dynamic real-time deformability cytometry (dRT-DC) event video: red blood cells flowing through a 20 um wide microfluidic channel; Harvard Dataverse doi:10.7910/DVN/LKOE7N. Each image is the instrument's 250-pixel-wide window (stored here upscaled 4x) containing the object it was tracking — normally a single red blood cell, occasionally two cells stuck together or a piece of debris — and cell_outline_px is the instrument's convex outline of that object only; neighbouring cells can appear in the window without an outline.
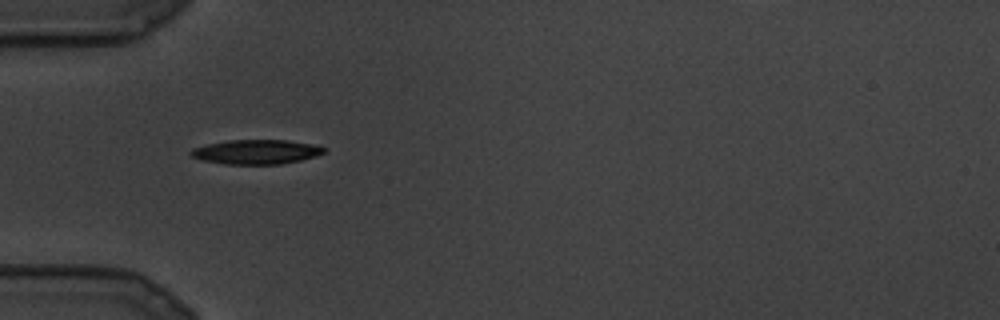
{"species": "common noctule bat (a hibernating species)", "species_latin": "Nyctalus noctula", "temperature_condition": "cold", "stored_images_in_passage": 9, "camera_frame_rate_fps": 3000, "um_per_image_px": 0.085, "animal": {"sex": "male", "body_mass_g": 19.5, "forearm_length_mm": 54.6}, "frame": {"image": 1, "passage_image": 1, "time_ms": 0.0, "image_size_px": [1000, 320], "cell_outline_px": [[324, 152], [316, 156], [300, 160], [280, 164], [224, 164], [200, 160], [192, 156], [188, 152], [192, 148], [208, 144], [228, 140], [288, 140], [312, 144], [324, 148]], "centroid_in_image_um": [21.73, 12.91], "position_along_channel_um": 63.3, "area_um2": 18.9}}
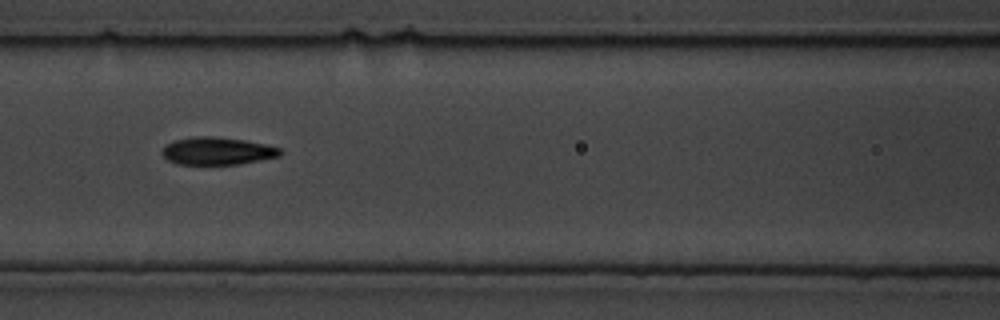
{"frame": {"image": 2, "passage_image": 4, "time_ms": 1.0, "image_size_px": [1000, 320], "cell_outline_px": [[284, 152], [280, 156], [240, 164], [176, 164], [168, 160], [160, 152], [164, 144], [176, 140], [192, 136], [212, 136], [244, 140], [264, 144], [280, 148]], "centroid_in_image_um": [18.45, 12.83], "position_along_channel_um": 148.2, "area_um2": 19.07}}
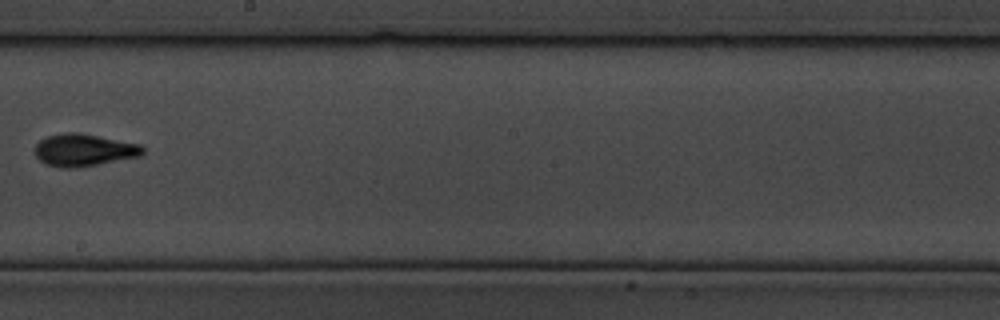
{"frame": {"image": 3, "passage_image": 8, "time_ms": 2.333, "image_size_px": [1000, 320], "cell_outline_px": [[144, 152], [140, 156], [76, 168], [60, 168], [44, 164], [36, 156], [36, 144], [40, 140], [48, 136], [68, 132], [96, 136], [140, 144], [144, 148]], "centroid_in_image_um": [7.11, 12.78], "position_along_channel_um": 241.1, "area_um2": 19.94}}